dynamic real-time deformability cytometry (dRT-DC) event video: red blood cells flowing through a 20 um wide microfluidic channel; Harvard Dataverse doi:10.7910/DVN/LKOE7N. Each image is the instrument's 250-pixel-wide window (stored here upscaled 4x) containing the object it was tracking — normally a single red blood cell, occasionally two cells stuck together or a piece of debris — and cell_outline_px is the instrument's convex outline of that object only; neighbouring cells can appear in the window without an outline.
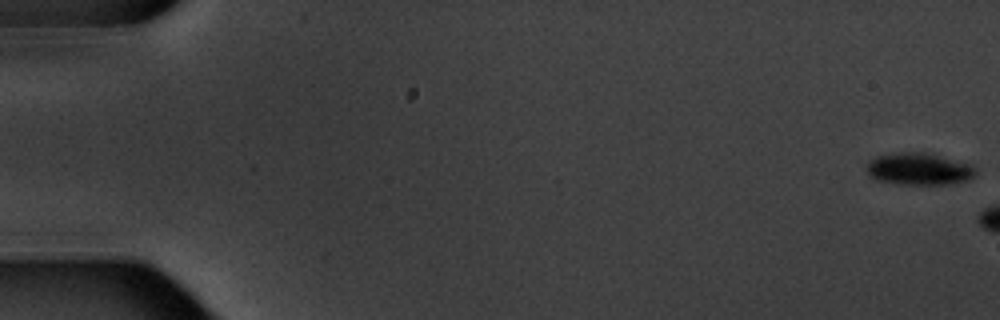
{"species": "common noctule bat (a hibernating species)", "species_latin": "Nyctalus noctula", "temperature_condition": "warm", "stored_images_in_passage": 3, "camera_frame_rate_fps": 3000, "um_per_image_px": 0.085, "animal": {"sex": "male", "body_mass_g": 20.1, "forearm_length_mm": 53.5}, "frame": {"image": 1, "passage_image": 1, "time_ms": 0.0, "image_size_px": [1000, 320], "cell_outline_px": [[976, 172], [968, 180], [944, 184], [896, 184], [876, 180], [868, 172], [868, 160], [876, 156], [896, 152], [924, 152], [972, 164], [976, 168]], "centroid_in_image_um": [78.1, 14.35], "position_along_channel_um": 6.9, "area_um2": 20.29}}